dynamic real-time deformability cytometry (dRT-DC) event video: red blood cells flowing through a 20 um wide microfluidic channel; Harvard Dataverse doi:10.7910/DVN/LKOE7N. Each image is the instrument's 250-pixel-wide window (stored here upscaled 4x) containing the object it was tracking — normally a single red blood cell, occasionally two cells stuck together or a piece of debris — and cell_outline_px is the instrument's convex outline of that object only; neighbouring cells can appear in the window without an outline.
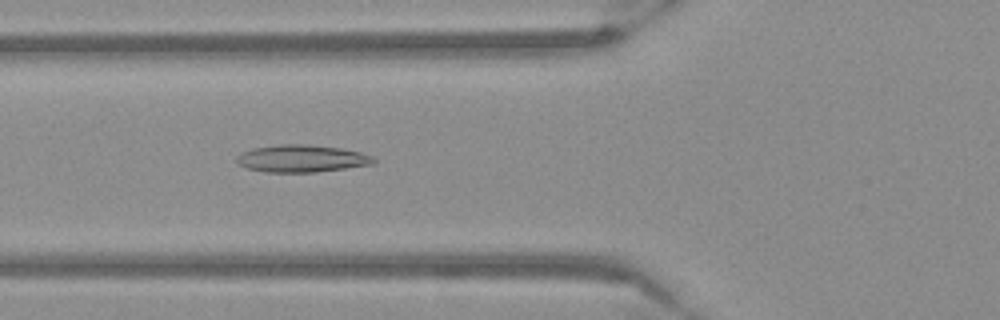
{"species": "Egyptian fruit bat (a non-hibernating species)", "species_latin": "Rousettus aegyptiacus", "temperature_condition": "warm", "stored_images_in_passage": 54, "camera_frame_rate_fps": 3000, "um_per_image_px": 0.085, "frame": {"image": 1, "passage_image": 21, "time_ms": 6.667, "image_size_px": [1000, 320], "cell_outline_px": [[376, 160], [372, 164], [316, 172], [264, 172], [248, 168], [236, 164], [236, 156], [240, 152], [252, 148], [280, 144], [308, 144], [340, 148], [360, 152], [372, 156]], "centroid_in_image_um": [25.58, 13.47], "position_along_channel_um": 100.2, "area_um2": 21.85}}
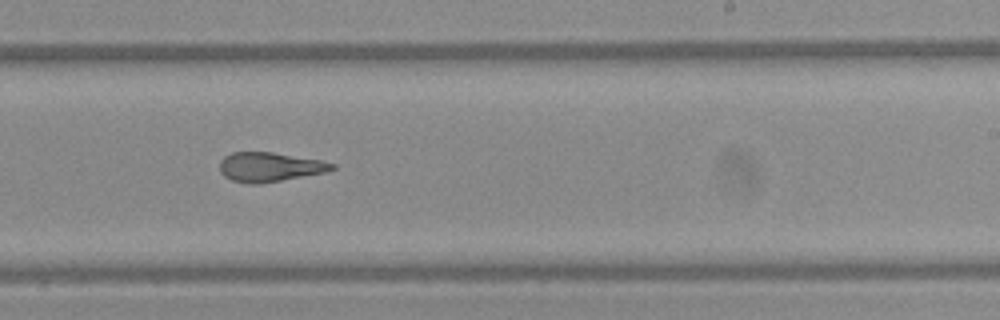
{"frame": {"image": 2, "passage_image": 34, "time_ms": 11.0, "image_size_px": [1000, 320], "cell_outline_px": [[336, 168], [324, 172], [280, 180], [256, 184], [248, 184], [232, 180], [224, 176], [220, 172], [220, 160], [224, 156], [232, 152], [272, 152], [320, 160], [336, 164]], "centroid_in_image_um": [22.88, 14.18], "position_along_channel_um": 266.1, "area_um2": 19.02}}
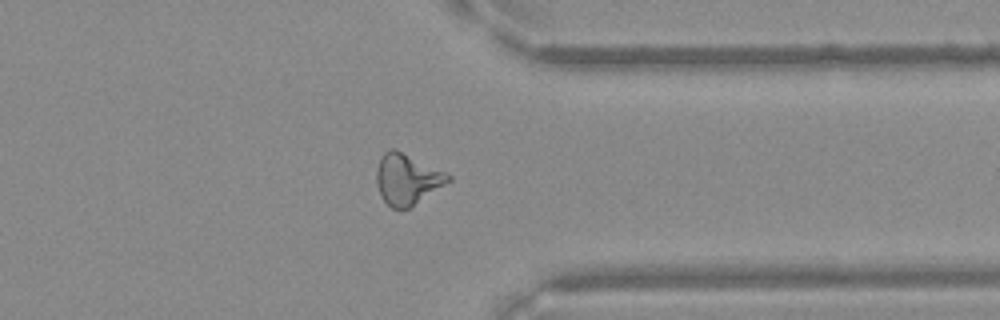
{"frame": {"image": 3, "passage_image": 43, "time_ms": 14.0, "image_size_px": [1000, 320], "cell_outline_px": [[452, 180], [408, 208], [392, 208], [380, 196], [376, 180], [376, 168], [380, 156], [388, 148], [396, 148], [452, 176]], "centroid_in_image_um": [34.57, 15.19], "position_along_channel_um": 376.8, "area_um2": 21.1}}